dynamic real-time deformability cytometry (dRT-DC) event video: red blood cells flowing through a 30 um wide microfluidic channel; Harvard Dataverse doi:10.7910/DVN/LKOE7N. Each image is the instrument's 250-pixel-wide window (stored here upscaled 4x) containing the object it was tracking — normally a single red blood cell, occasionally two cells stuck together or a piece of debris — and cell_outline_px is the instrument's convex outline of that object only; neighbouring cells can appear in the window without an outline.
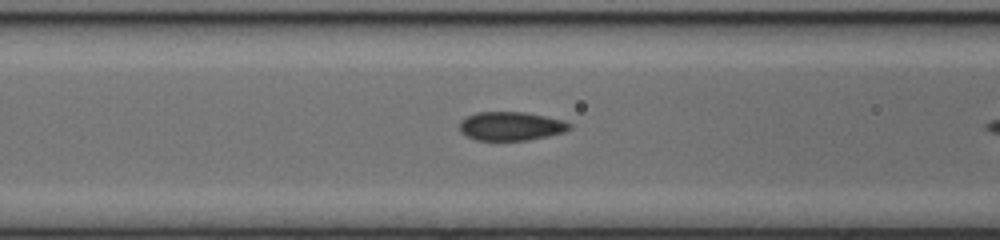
{"species": "common noctule bat (a hibernating species)", "species_latin": "Nyctalus noctula", "temperature_condition": "cold", "stored_images_in_passage": 9, "camera_frame_rate_fps": 3000, "um_per_image_px": 0.085, "animal": {"sex": "female", "body_mass_g": 17.0, "forearm_length_mm": 48.0}, "frame": {"image": 1, "passage_image": 8, "time_ms": 2.333, "image_size_px": [1000, 240], "cell_outline_px": [[572, 128], [564, 132], [548, 136], [528, 140], [476, 140], [460, 132], [460, 120], [476, 112], [524, 112], [564, 120], [572, 124]], "centroid_in_image_um": [43.45, 10.72], "position_along_channel_um": 123.2, "area_um2": 18.44}}